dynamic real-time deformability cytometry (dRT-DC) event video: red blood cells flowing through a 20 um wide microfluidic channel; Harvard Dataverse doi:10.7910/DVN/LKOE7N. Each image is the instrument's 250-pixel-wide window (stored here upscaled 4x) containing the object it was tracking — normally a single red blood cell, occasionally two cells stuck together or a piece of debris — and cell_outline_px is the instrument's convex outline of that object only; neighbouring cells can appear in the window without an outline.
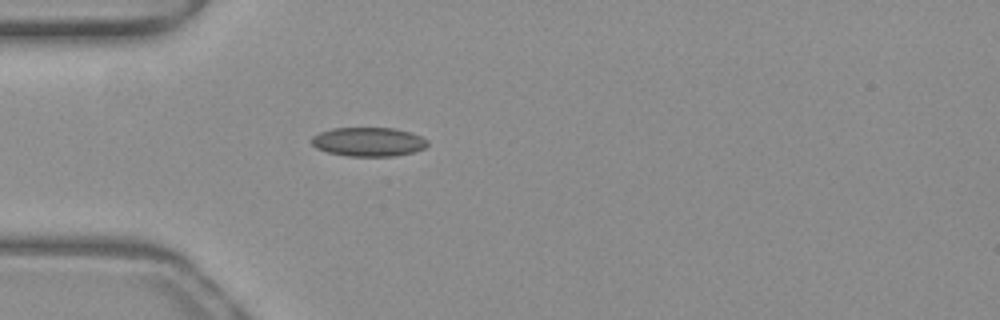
{"species": "common noctule bat (a hibernating species)", "species_latin": "Nyctalus noctula", "temperature_condition": "warm", "stored_images_in_passage": 26, "camera_frame_rate_fps": 3000, "um_per_image_px": 0.085, "animal": {"sex": "female", "body_mass_g": 19.3, "forearm_length_mm": 54.1}, "frame": {"image": 1, "passage_image": 1, "time_ms": 0.0, "image_size_px": [1000, 320], "cell_outline_px": [[428, 144], [424, 148], [412, 152], [396, 156], [348, 156], [328, 152], [316, 148], [308, 140], [312, 136], [320, 132], [332, 128], [392, 128], [408, 132], [420, 136], [428, 140]], "centroid_in_image_um": [31.27, 12.05], "position_along_channel_um": 53.7, "area_um2": 19.59}}
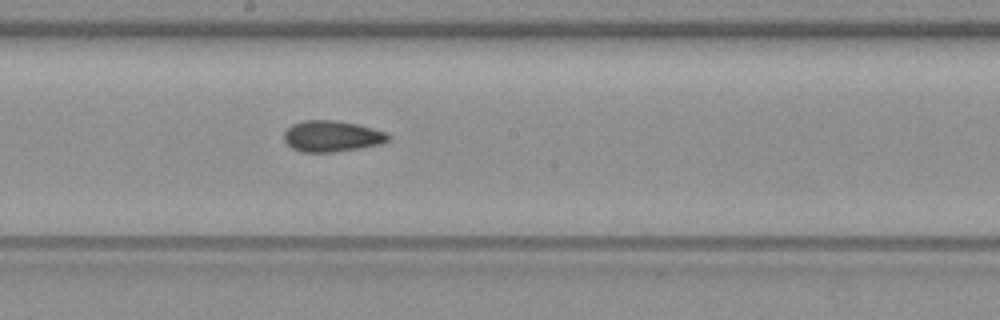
{"frame": {"image": 2, "passage_image": 14, "time_ms": 4.333, "image_size_px": [1000, 320], "cell_outline_px": [[392, 136], [388, 140], [380, 144], [360, 148], [332, 152], [300, 152], [292, 148], [284, 140], [284, 132], [292, 124], [304, 120], [336, 120], [356, 124], [372, 128], [384, 132]], "centroid_in_image_um": [28.19, 11.58], "position_along_channel_um": 220.0, "area_um2": 18.84}}
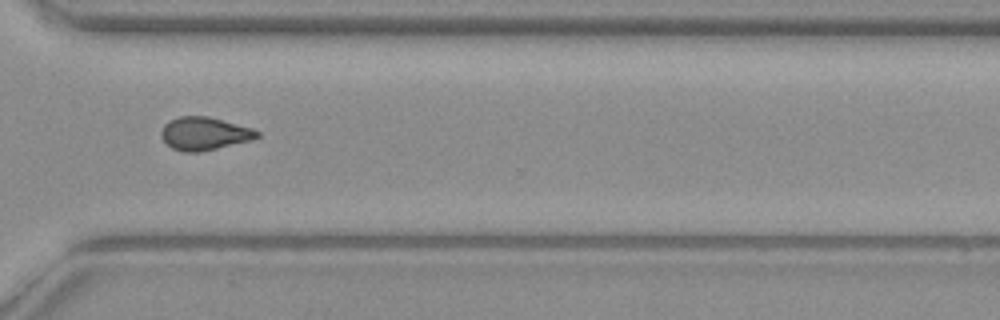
{"frame": {"image": 3, "passage_image": 24, "time_ms": 7.667, "image_size_px": [1000, 320], "cell_outline_px": [[260, 136], [252, 140], [200, 152], [184, 152], [172, 148], [160, 136], [160, 132], [164, 124], [168, 120], [180, 116], [208, 116], [252, 128], [260, 132]], "centroid_in_image_um": [17.36, 11.35], "position_along_channel_um": 353.2, "area_um2": 18.5}, "authors_computed_cell_mechanics": {"area_um2": 18.7272, "velocity_mm_per_s": 4.0059, "shape_relaxation_time_tau1_ms": 10.28, "shape_relaxation_time_tau2_ms": 2.091, "deformation_change_tau1": 0.1825, "deformation_change_tau2": 0.0602}}